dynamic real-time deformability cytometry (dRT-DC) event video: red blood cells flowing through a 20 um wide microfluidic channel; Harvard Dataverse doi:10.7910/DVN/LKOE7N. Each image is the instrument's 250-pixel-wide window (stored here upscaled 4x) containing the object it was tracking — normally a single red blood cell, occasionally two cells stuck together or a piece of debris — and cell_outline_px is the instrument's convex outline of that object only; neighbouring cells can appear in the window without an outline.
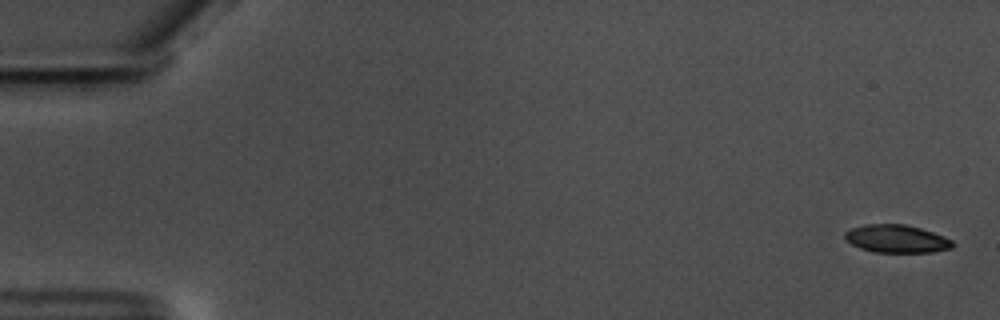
{"species": "common noctule bat (a hibernating species)", "species_latin": "Nyctalus noctula", "temperature_condition": "warm", "stored_images_in_passage": 58, "camera_frame_rate_fps": 3000, "um_per_image_px": 0.085, "animal": {"sex": "male", "body_mass_g": 17.5, "forearm_length_mm": 52.3}, "frame": {"image": 1, "passage_image": 1, "time_ms": 0.0, "image_size_px": [1000, 320], "cell_outline_px": [[956, 244], [952, 248], [932, 252], [872, 252], [860, 248], [852, 244], [844, 236], [844, 232], [852, 228], [864, 224], [904, 224], [920, 228], [944, 236], [952, 240]], "centroid_in_image_um": [76.23, 20.3], "position_along_channel_um": 8.8, "area_um2": 17.51}}
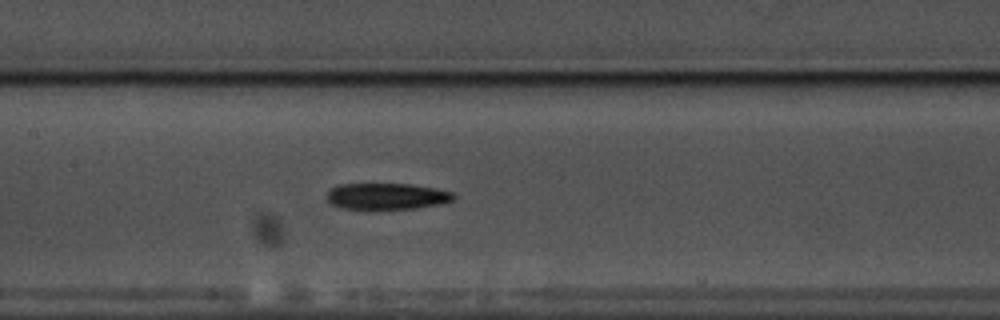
{"frame": {"image": 2, "passage_image": 28, "time_ms": 9.0, "image_size_px": [1000, 320], "cell_outline_px": [[456, 196], [452, 200], [440, 204], [416, 208], [340, 208], [332, 204], [328, 200], [328, 192], [336, 184], [412, 184], [436, 188], [452, 192]], "centroid_in_image_um": [32.9, 16.66], "position_along_channel_um": 174.5, "area_um2": 19.19}}
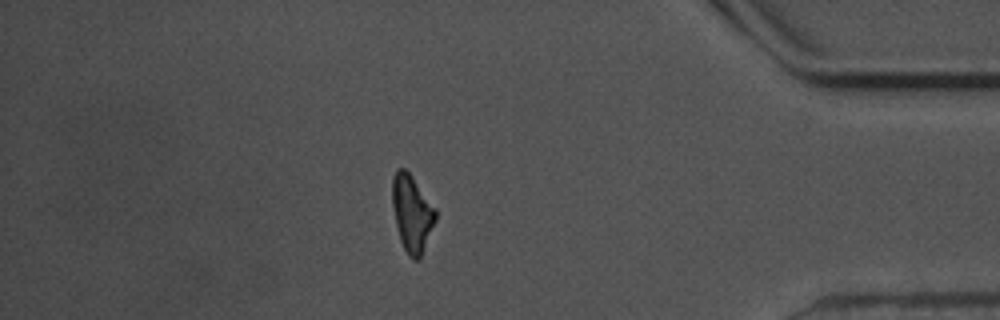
{"frame": {"image": 3, "passage_image": 50, "time_ms": 16.333, "image_size_px": [1000, 320], "cell_outline_px": [[436, 220], [420, 256], [416, 260], [412, 260], [408, 256], [400, 240], [396, 224], [392, 204], [392, 176], [396, 168], [404, 168], [412, 176], [436, 208]], "centroid_in_image_um": [35.0, 18.09], "position_along_channel_um": 400.2, "area_um2": 19.25}, "authors_computed_cell_mechanics": {"area_um2": 19.5653, "velocity_mm_per_s": 3.5489, "shape_relaxation_time_tau1_ms": 4.2183, "shape_relaxation_time_tau2_ms": null, "deformation_change_tau1": 0.1593, "deformation_change_tau2": null}}